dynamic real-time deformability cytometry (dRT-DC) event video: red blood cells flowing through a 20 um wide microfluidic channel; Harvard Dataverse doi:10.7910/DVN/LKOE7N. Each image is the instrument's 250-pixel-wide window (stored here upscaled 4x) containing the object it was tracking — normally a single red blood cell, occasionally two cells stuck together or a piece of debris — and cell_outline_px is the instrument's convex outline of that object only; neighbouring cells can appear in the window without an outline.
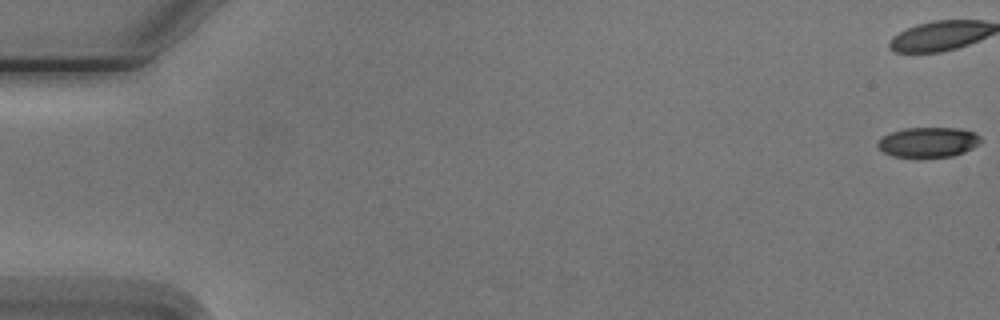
{"species": "Egyptian fruit bat (a non-hibernating species)", "species_latin": "Rousettus aegyptiacus", "temperature_condition": "cold", "stored_images_in_passage": 6, "camera_frame_rate_fps": 3000, "um_per_image_px": 0.085, "animal": {"sex": "male"}, "frame": {"image": 1, "passage_image": 1, "time_ms": 0.0, "image_size_px": [1000, 320], "cell_outline_px": [[980, 144], [964, 152], [952, 156], [892, 156], [884, 152], [876, 144], [884, 136], [892, 132], [904, 128], [956, 128], [976, 132], [980, 136]], "centroid_in_image_um": [78.94, 12.07], "position_along_channel_um": 6.1, "area_um2": 17.69}}